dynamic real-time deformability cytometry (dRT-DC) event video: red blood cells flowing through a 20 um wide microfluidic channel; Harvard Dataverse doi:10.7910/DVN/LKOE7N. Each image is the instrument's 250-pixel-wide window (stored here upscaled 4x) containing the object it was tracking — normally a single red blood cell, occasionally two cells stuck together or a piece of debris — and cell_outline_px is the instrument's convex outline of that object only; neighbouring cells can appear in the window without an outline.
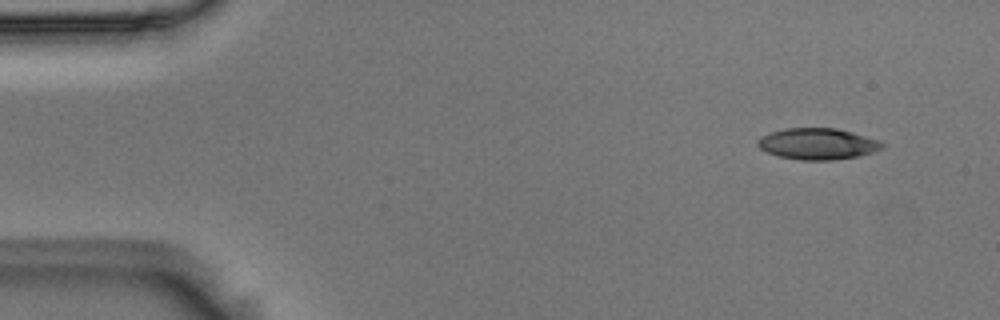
{"species": "Egyptian fruit bat (a non-hibernating species)", "species_latin": "Rousettus aegyptiacus", "temperature_condition": "room temperature", "stored_images_in_passage": 5, "segment_of_instrument_passage": [2, 2], "camera_frame_rate_fps": 3000, "um_per_image_px": 0.085, "animal": {"sex": "male"}, "frame": {"image": 1, "passage_image": 5, "time_ms": 1.333, "image_size_px": [1000, 320], "cell_outline_px": [[884, 148], [860, 156], [832, 160], [800, 160], [776, 156], [760, 148], [756, 144], [760, 136], [784, 128], [836, 128], [852, 132], [880, 140], [884, 144]], "centroid_in_image_um": [69.51, 12.23], "position_along_channel_um": 15.5, "area_um2": 22.83}}